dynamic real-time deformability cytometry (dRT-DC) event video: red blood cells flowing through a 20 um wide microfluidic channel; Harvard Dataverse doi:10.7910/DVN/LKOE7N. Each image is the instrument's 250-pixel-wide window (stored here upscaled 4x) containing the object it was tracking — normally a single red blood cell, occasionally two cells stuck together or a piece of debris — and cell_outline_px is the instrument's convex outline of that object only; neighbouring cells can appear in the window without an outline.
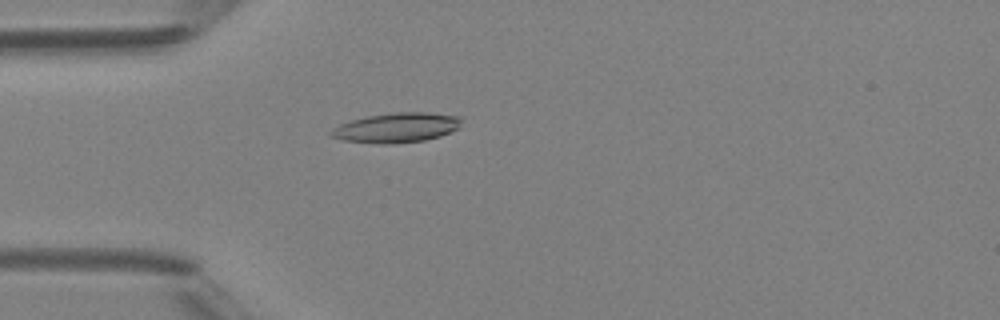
{"species": "Egyptian fruit bat (a non-hibernating species)", "species_latin": "Rousettus aegyptiacus", "temperature_condition": "room temperature", "stored_images_in_passage": 4, "camera_frame_rate_fps": 3000, "um_per_image_px": 0.085, "animal": {"sex": "female"}, "frame": {"image": 1, "passage_image": 4, "time_ms": 4.0, "image_size_px": [1000, 320], "cell_outline_px": [[460, 128], [440, 136], [424, 140], [392, 144], [384, 144], [344, 140], [328, 136], [328, 132], [332, 128], [340, 124], [352, 120], [368, 116], [396, 112], [428, 112], [460, 116]], "centroid_in_image_um": [33.7, 10.85], "position_along_channel_um": 51.3, "area_um2": 22.6}}